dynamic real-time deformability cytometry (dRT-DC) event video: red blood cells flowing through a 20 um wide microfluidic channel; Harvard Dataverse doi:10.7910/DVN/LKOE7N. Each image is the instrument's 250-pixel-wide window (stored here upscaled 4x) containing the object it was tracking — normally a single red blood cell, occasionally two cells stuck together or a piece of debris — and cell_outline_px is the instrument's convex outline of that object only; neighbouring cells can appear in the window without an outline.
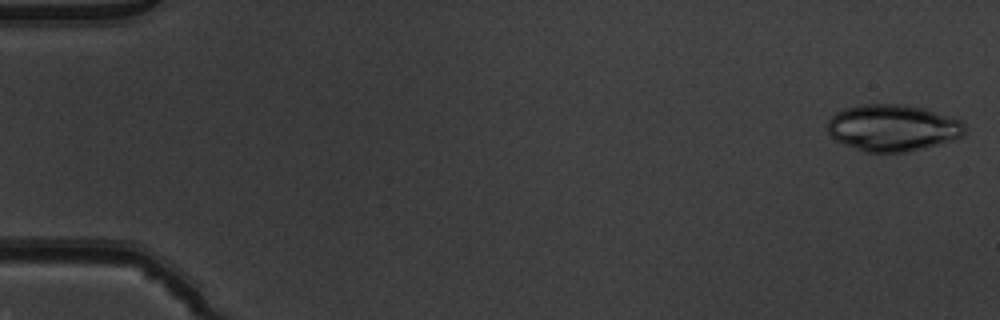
{"species": "common noctule bat (a hibernating species)", "species_latin": "Nyctalus noctula", "temperature_condition": "warm", "stored_images_in_passage": 52, "camera_frame_rate_fps": 3000, "um_per_image_px": 0.085, "animal": {"sex": "male", "body_mass_g": 19.5, "forearm_length_mm": 54.6}, "frame": {"image": 1, "passage_image": 1, "time_ms": 0.0, "image_size_px": [1000, 320], "cell_outline_px": [[964, 136], [956, 140], [908, 152], [864, 152], [844, 144], [836, 140], [828, 132], [828, 120], [836, 112], [844, 108], [860, 104], [904, 104], [924, 108], [960, 120], [964, 124]], "centroid_in_image_um": [75.89, 10.87], "position_along_channel_um": 9.1, "area_um2": 37.51}}
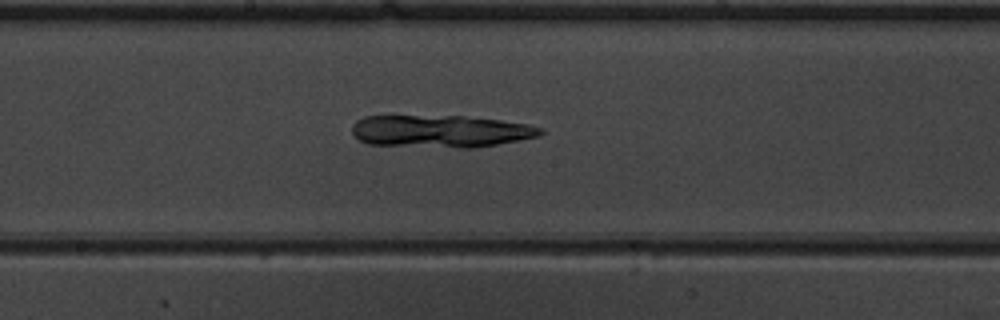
{"frame": {"image": 2, "passage_image": 28, "time_ms": 9.0, "image_size_px": [1000, 320], "cell_outline_px": [[544, 132], [540, 136], [520, 140], [472, 148], [460, 148], [368, 144], [360, 140], [352, 132], [352, 124], [356, 120], [364, 116], [388, 112], [464, 116], [500, 120], [528, 124], [544, 128]], "centroid_in_image_um": [37.35, 11.1], "position_along_channel_um": 210.8, "area_um2": 37.05}}
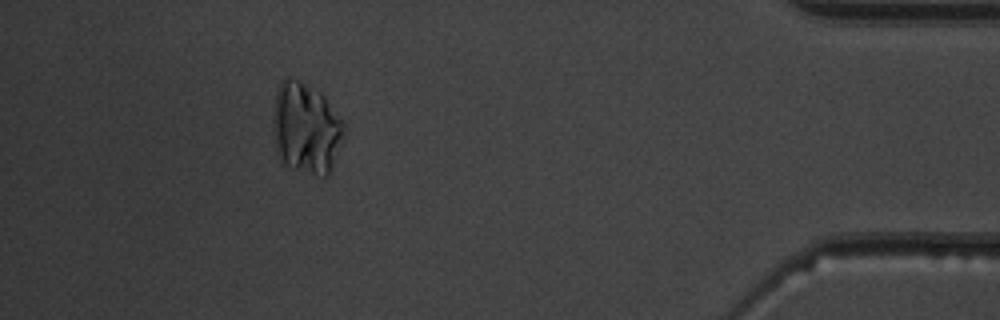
{"frame": {"image": 3, "passage_image": 47, "time_ms": 15.333, "image_size_px": [1000, 320], "cell_outline_px": [[344, 132], [328, 172], [324, 180], [292, 168], [284, 164], [280, 160], [276, 152], [272, 128], [272, 116], [276, 88], [280, 80], [284, 76], [292, 76], [308, 84], [320, 92], [324, 96], [344, 120]], "centroid_in_image_um": [25.95, 10.85], "position_along_channel_um": 409.3, "area_um2": 38.49}}